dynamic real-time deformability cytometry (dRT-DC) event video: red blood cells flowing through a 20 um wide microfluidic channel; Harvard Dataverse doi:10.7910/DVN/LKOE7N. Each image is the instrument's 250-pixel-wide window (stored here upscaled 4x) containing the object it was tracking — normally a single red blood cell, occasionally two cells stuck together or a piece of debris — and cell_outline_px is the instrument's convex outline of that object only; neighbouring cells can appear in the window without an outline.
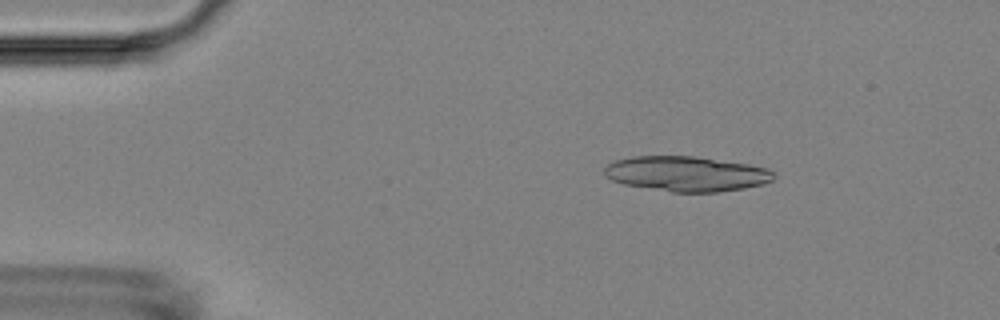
{"species": "Egyptian fruit bat (a non-hibernating species)", "species_latin": "Rousettus aegyptiacus", "temperature_condition": "room temperature", "stored_images_in_passage": 6, "camera_frame_rate_fps": 3000, "um_per_image_px": 0.085, "animal": {"sex": "female"}, "frame": {"image": 1, "passage_image": 3, "time_ms": 2.333, "image_size_px": [1000, 320], "cell_outline_px": [[776, 176], [772, 180], [760, 184], [744, 188], [716, 192], [672, 192], [624, 184], [612, 180], [604, 176], [604, 168], [608, 164], [616, 160], [632, 156], [696, 156], [748, 164], [768, 168]], "centroid_in_image_um": [58.32, 14.76], "position_along_channel_um": 26.7, "area_um2": 34.56}}
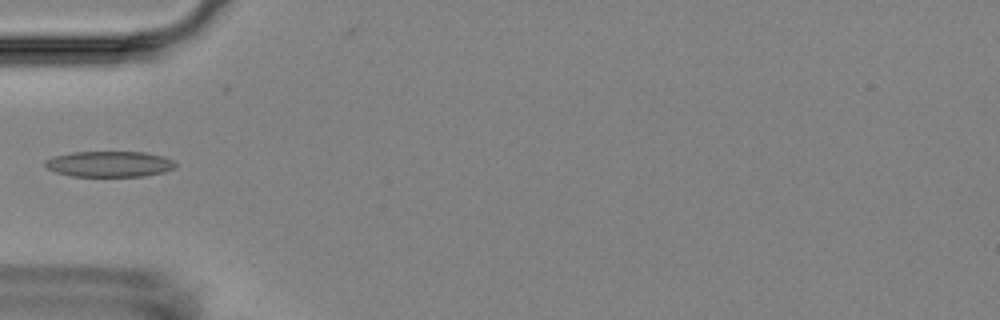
{"frame": {"image": 2, "passage_image": 5, "time_ms": 5.667, "image_size_px": [1000, 320], "cell_outline_px": [[176, 168], [164, 172], [144, 176], [68, 176], [56, 172], [48, 168], [44, 164], [44, 160], [52, 156], [72, 152], [144, 152], [164, 156], [176, 160]], "centroid_in_image_um": [9.32, 13.94], "position_along_channel_um": 75.7, "area_um2": 19.83}}